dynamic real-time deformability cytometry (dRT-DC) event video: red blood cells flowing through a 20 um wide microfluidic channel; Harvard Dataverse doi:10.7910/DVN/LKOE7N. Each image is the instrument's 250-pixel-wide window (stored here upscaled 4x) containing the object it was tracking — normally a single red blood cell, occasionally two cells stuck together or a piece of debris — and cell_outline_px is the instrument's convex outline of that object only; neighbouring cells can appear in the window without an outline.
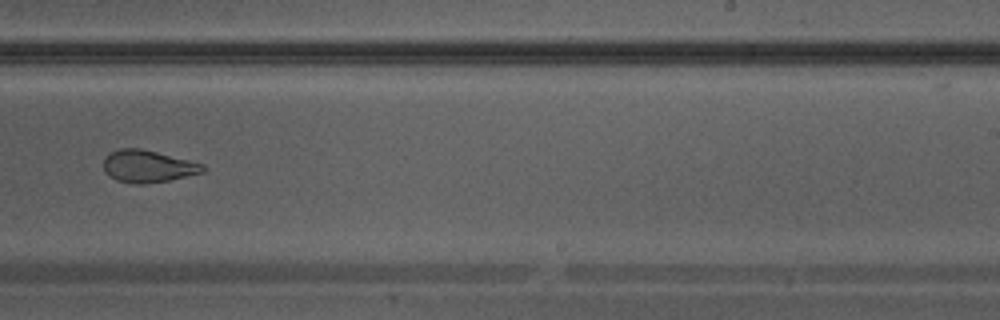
{"species": "Egyptian fruit bat (a non-hibernating species)", "species_latin": "Rousettus aegyptiacus", "temperature_condition": "warm", "stored_images_in_passage": 28, "camera_frame_rate_fps": 3000, "um_per_image_px": 0.085, "animal": {"sex": "male"}, "frame": {"image": 1, "passage_image": 16, "time_ms": 5.0, "image_size_px": [1000, 320], "cell_outline_px": [[204, 172], [168, 180], [144, 184], [136, 184], [116, 180], [108, 176], [104, 172], [104, 156], [120, 148], [140, 148], [204, 164]], "centroid_in_image_um": [12.53, 14.14], "position_along_channel_um": 276.5, "area_um2": 18.5}}